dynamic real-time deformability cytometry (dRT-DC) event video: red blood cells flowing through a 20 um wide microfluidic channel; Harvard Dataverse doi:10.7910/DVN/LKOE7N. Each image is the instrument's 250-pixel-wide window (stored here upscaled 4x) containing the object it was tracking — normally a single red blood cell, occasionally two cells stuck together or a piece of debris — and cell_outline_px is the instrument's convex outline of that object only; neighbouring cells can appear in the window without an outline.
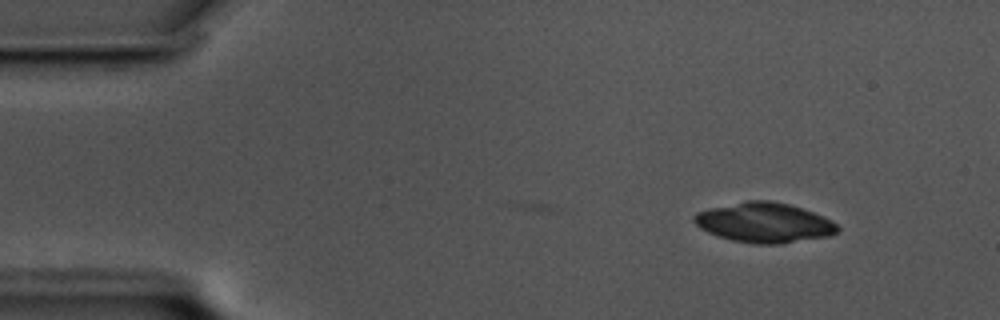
{"species": "common noctule bat (a hibernating species)", "species_latin": "Nyctalus noctula", "temperature_condition": "cold", "stored_images_in_passage": 6, "camera_frame_rate_fps": 3000, "um_per_image_px": 0.085, "animal": {"sex": "male", "body_mass_g": 17.5, "forearm_length_mm": 52.3}, "frame": {"image": 1, "passage_image": 6, "time_ms": 1.667, "image_size_px": [1000, 320], "cell_outline_px": [[840, 232], [828, 236], [780, 244], [756, 244], [732, 240], [708, 232], [700, 228], [692, 220], [692, 216], [696, 212], [744, 200], [768, 200], [788, 204], [824, 216], [836, 224], [840, 228]], "centroid_in_image_um": [64.96, 18.92], "position_along_channel_um": 20.0, "area_um2": 33.23}}